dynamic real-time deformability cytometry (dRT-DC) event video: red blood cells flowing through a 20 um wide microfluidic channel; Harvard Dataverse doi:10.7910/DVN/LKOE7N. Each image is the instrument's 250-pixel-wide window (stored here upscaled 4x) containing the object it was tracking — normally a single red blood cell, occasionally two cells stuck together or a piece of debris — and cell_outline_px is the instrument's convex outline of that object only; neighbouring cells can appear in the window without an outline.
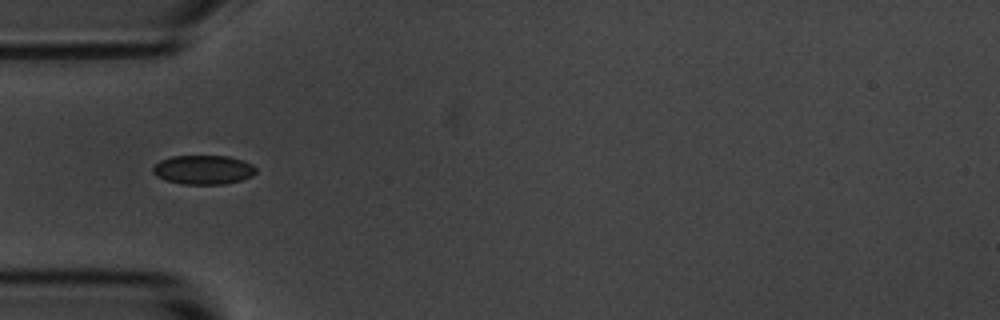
{"species": "common noctule bat (a hibernating species)", "species_latin": "Nyctalus noctula", "temperature_condition": "room temperature", "stored_images_in_passage": 21, "camera_frame_rate_fps": 3000, "um_per_image_px": 0.085, "animal": {"sex": "male", "body_mass_g": 20.1, "forearm_length_mm": 53.5}, "frame": {"image": 1, "passage_image": 1, "time_ms": 0.0, "image_size_px": [1000, 320], "cell_outline_px": [[256, 172], [252, 176], [240, 180], [224, 184], [184, 184], [164, 180], [156, 176], [152, 172], [152, 168], [160, 160], [172, 156], [228, 156], [244, 160], [252, 164], [256, 168]], "centroid_in_image_um": [17.28, 14.42], "position_along_channel_um": 67.7, "area_um2": 17.57}}
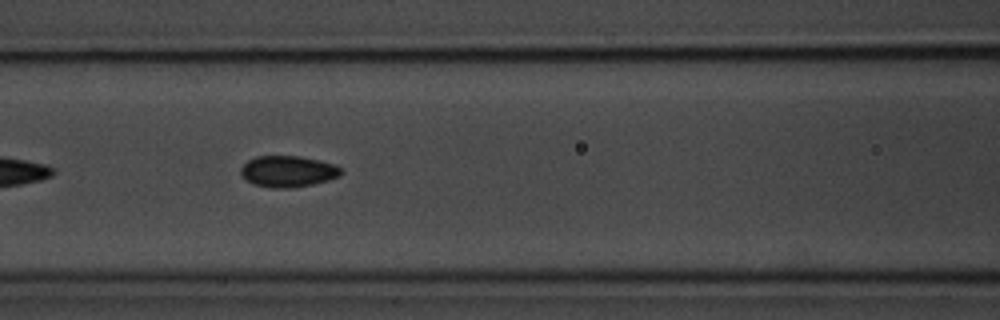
{"frame": {"image": 2, "passage_image": 7, "time_ms": 2.0, "image_size_px": [1000, 320], "cell_outline_px": [[344, 172], [340, 176], [328, 180], [312, 184], [292, 188], [272, 188], [252, 184], [240, 172], [240, 168], [248, 160], [256, 156], [300, 156], [320, 160], [336, 164]], "centroid_in_image_um": [24.5, 14.56], "position_along_channel_um": 142.1, "area_um2": 18.38}}
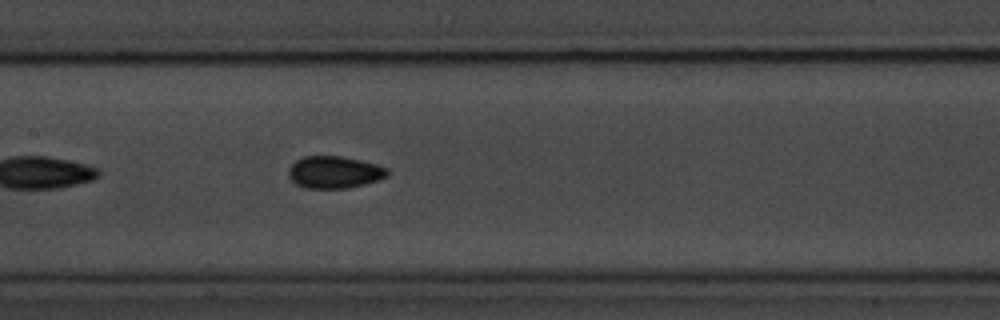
{"frame": {"image": 3, "passage_image": 10, "time_ms": 3.0, "image_size_px": [1000, 320], "cell_outline_px": [[388, 176], [380, 180], [348, 188], [304, 188], [296, 184], [288, 176], [288, 168], [296, 160], [304, 156], [340, 156], [360, 160], [376, 164], [388, 168]], "centroid_in_image_um": [28.42, 14.64], "position_along_channel_um": 179.0, "area_um2": 18.61}}